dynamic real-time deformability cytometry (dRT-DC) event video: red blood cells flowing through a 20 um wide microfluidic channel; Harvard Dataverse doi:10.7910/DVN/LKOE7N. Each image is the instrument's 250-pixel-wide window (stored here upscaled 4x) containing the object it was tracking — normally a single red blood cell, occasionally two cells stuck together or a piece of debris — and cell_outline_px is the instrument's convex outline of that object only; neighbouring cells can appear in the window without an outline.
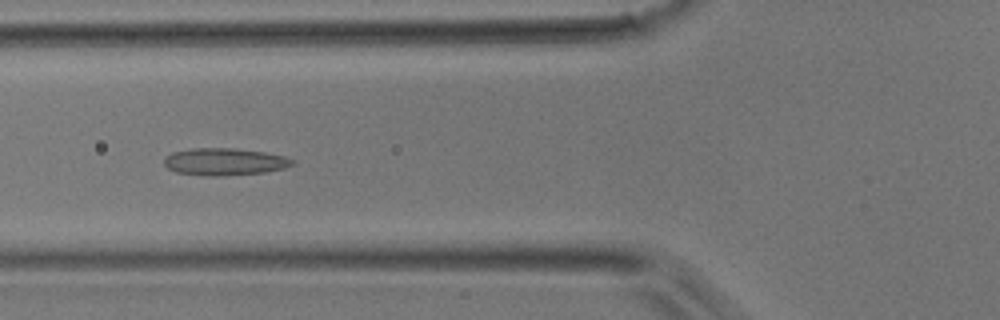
{"species": "common noctule bat (a hibernating species)", "species_latin": "Nyctalus noctula", "temperature_condition": "room temperature", "stored_images_in_passage": 30, "camera_frame_rate_fps": 3000, "um_per_image_px": 0.085, "animal": {"sex": "male", "body_mass_g": 17.9}, "frame": {"image": 1, "passage_image": 3, "time_ms": 0.667, "image_size_px": [1000, 320], "cell_outline_px": [[292, 164], [284, 168], [264, 172], [220, 176], [212, 176], [176, 172], [168, 168], [164, 164], [164, 160], [172, 152], [192, 148], [232, 148], [264, 152], [284, 156], [292, 160]], "centroid_in_image_um": [19.06, 13.74], "position_along_channel_um": 106.7, "area_um2": 20.0}}
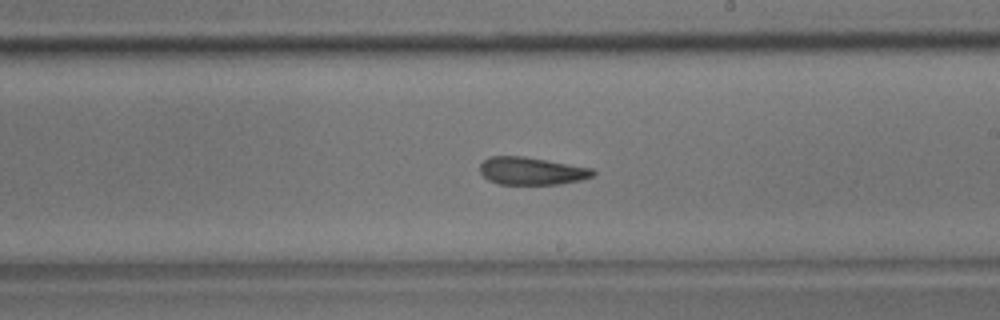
{"frame": {"image": 2, "passage_image": 12, "time_ms": 3.667, "image_size_px": [1000, 320], "cell_outline_px": [[596, 172], [592, 176], [580, 180], [560, 184], [500, 184], [488, 180], [480, 172], [480, 164], [488, 156], [524, 156], [592, 168]], "centroid_in_image_um": [45.16, 14.53], "position_along_channel_um": 243.8, "area_um2": 18.15}}
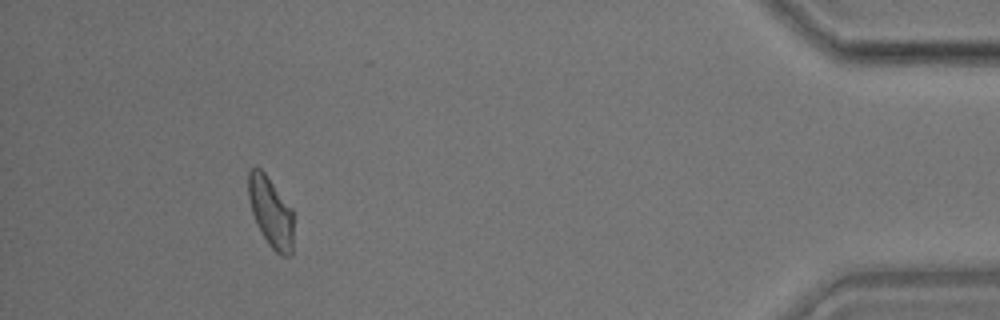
{"frame": {"image": 3, "passage_image": 27, "time_ms": 8.667, "image_size_px": [1000, 320], "cell_outline_px": [[292, 256], [280, 256], [268, 244], [256, 224], [252, 212], [248, 196], [248, 172], [252, 168], [260, 168], [264, 172], [292, 208]], "centroid_in_image_um": [23.01, 18.04], "position_along_channel_um": 412.2, "area_um2": 18.38}}